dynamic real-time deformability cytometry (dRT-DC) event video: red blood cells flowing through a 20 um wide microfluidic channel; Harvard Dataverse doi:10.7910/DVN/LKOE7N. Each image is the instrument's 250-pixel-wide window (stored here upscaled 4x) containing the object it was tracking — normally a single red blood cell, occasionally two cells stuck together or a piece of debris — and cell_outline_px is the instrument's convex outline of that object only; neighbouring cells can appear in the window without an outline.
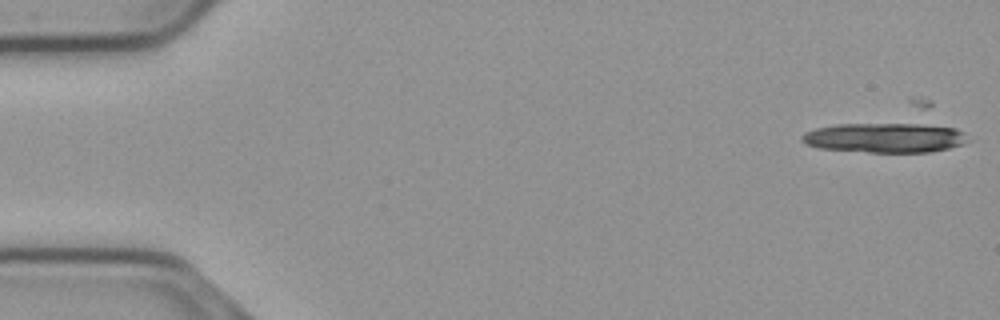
{"species": "common noctule bat (a hibernating species)", "species_latin": "Nyctalus noctula", "temperature_condition": "cold", "stored_images_in_passage": 10, "camera_frame_rate_fps": 3000, "um_per_image_px": 0.085, "animal": {"sex": "male", "body_mass_g": 23.1, "forearm_length_mm": 52.7}, "frame": {"image": 1, "passage_image": 3, "time_ms": 0.667, "image_size_px": [1000, 320], "cell_outline_px": [[968, 140], [964, 144], [948, 148], [928, 152], [868, 152], [820, 148], [808, 144], [800, 140], [800, 136], [804, 132], [816, 128], [836, 124], [924, 124], [956, 128], [964, 132]], "centroid_in_image_um": [75.21, 11.7], "position_along_channel_um": 9.8, "area_um2": 28.67}}